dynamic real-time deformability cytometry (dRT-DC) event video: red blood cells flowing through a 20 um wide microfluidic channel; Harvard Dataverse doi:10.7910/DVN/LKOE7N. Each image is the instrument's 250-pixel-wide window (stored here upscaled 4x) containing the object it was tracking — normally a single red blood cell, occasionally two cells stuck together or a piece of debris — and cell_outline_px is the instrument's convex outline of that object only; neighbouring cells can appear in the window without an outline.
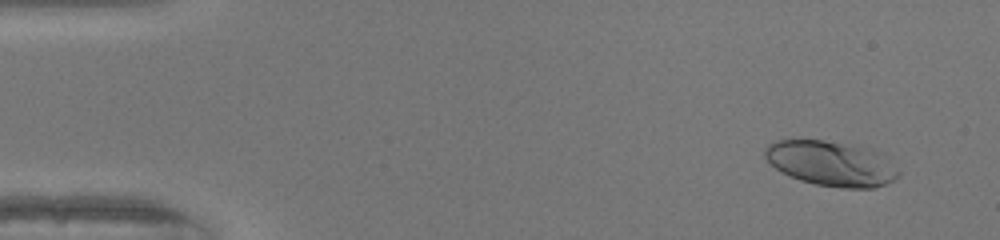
{"species": "human", "species_latin": "Homo sapiens", "temperature_condition": "warm", "stored_images_in_passage": 50, "camera_frame_rate_fps": 3000, "um_per_image_px": 0.085, "donor": {"sex": "female"}, "frame": {"image": 1, "passage_image": 4, "time_ms": 1.0, "image_size_px": [1000, 240], "cell_outline_px": [[900, 176], [884, 184], [872, 188], [840, 188], [816, 184], [800, 180], [776, 168], [764, 156], [764, 148], [768, 144], [776, 140], [792, 136], [824, 140], [860, 148], [876, 152], [884, 156], [900, 172]], "centroid_in_image_um": [70.56, 13.87], "position_along_channel_um": 14.4, "area_um2": 34.97}}
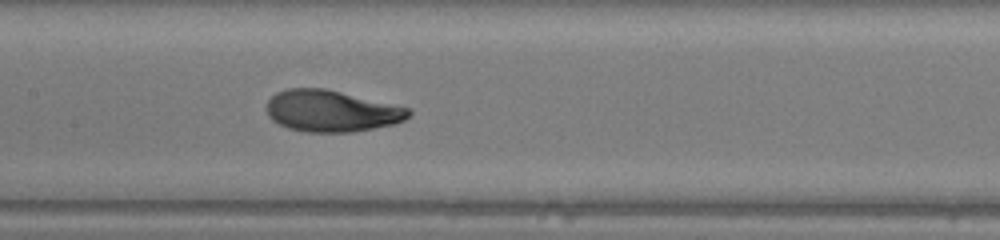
{"frame": {"image": 2, "passage_image": 25, "time_ms": 8.0, "image_size_px": [1000, 240], "cell_outline_px": [[412, 112], [404, 120], [396, 124], [352, 132], [304, 132], [288, 128], [272, 120], [268, 116], [268, 100], [276, 92], [288, 88], [324, 88], [412, 108]], "centroid_in_image_um": [28.2, 9.44], "position_along_channel_um": 179.2, "area_um2": 34.45}}
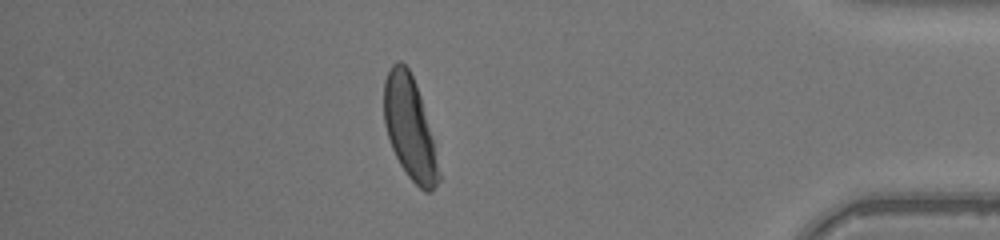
{"frame": {"image": 3, "passage_image": 44, "time_ms": 14.333, "image_size_px": [1000, 240], "cell_outline_px": [[440, 180], [432, 192], [424, 192], [408, 176], [400, 164], [392, 148], [384, 124], [384, 80], [392, 64], [396, 60], [400, 60], [408, 68], [416, 84], [420, 96], [432, 140], [440, 172]], "centroid_in_image_um": [34.8, 10.88], "position_along_channel_um": 400.4, "area_um2": 32.19}, "authors_computed_cell_mechanics": {"area_um2": 33.7841, "velocity_mm_per_s": 4.1301, "shape_relaxation_time_tau1_ms": 2.8882, "shape_relaxation_time_tau2_ms": null, "deformation_change_tau1": 0.1959, "deformation_change_tau2": null}}